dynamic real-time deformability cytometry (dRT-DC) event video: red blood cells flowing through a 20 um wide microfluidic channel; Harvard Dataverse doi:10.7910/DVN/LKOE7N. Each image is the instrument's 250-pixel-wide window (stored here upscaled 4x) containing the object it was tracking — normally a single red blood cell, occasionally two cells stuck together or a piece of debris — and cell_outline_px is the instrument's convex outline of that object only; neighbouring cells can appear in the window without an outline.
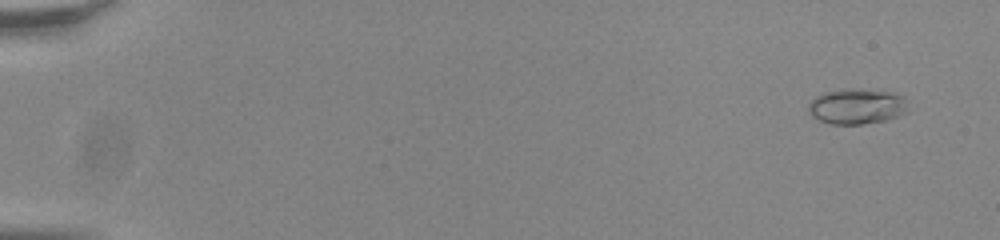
{"species": "common noctule bat (a hibernating species)", "species_latin": "Nyctalus noctula", "temperature_condition": "room temperature", "stored_images_in_passage": 54, "camera_frame_rate_fps": 3000, "um_per_image_px": 0.085, "animal": {"sex": "male", "body_mass_g": 20.0, "forearm_length_mm": 53.3}, "frame": {"image": 1, "passage_image": 2, "time_ms": 0.333, "image_size_px": [1000, 240], "cell_outline_px": [[908, 112], [888, 120], [860, 124], [832, 124], [820, 120], [812, 116], [808, 112], [808, 104], [816, 96], [828, 92], [848, 88], [888, 92], [904, 96]], "centroid_in_image_um": [72.83, 9.05], "position_along_channel_um": 12.2, "area_um2": 20.4}}
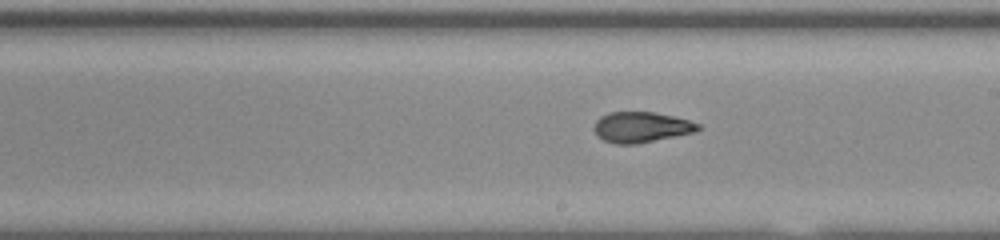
{"frame": {"image": 2, "passage_image": 32, "time_ms": 10.333, "image_size_px": [1000, 240], "cell_outline_px": [[700, 128], [696, 132], [636, 144], [616, 144], [604, 140], [596, 132], [596, 120], [600, 116], [608, 112], [656, 112], [676, 116], [700, 124]], "centroid_in_image_um": [54.55, 10.8], "position_along_channel_um": 234.4, "area_um2": 18.44}}
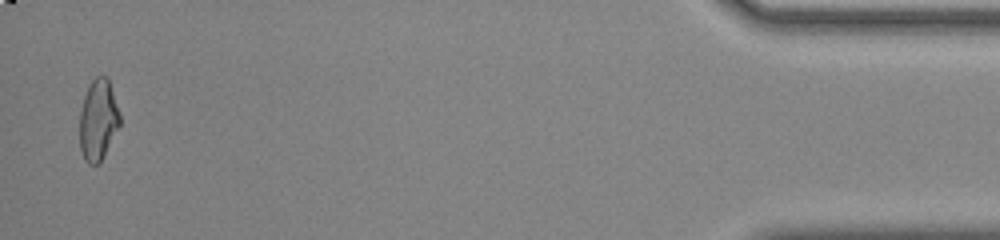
{"frame": {"image": 3, "passage_image": 53, "time_ms": 17.333, "image_size_px": [1000, 240], "cell_outline_px": [[120, 124], [100, 164], [88, 164], [84, 160], [80, 148], [80, 112], [84, 96], [88, 84], [96, 76], [108, 76], [120, 112]], "centroid_in_image_um": [8.35, 10.18], "position_along_channel_um": 426.9, "area_um2": 19.19}, "authors_computed_cell_mechanics": {"area_um2": 19.1896, "velocity_mm_per_s": 3.8489, "shape_relaxation_time_tau1_ms": 5.0876, "shape_relaxation_time_tau2_ms": 1.4816, "deformation_change_tau1": 0.21, "deformation_change_tau2": 0.0768}}